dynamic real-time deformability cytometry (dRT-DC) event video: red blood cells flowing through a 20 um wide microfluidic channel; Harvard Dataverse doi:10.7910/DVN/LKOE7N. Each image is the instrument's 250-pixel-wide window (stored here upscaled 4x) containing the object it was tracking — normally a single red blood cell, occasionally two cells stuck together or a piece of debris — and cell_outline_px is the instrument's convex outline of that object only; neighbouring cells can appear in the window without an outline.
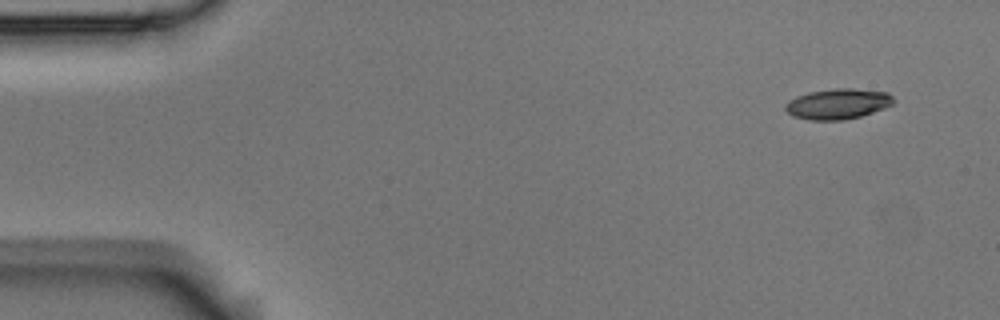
{"species": "Egyptian fruit bat (a non-hibernating species)", "species_latin": "Rousettus aegyptiacus", "temperature_condition": "room temperature", "stored_images_in_passage": 4, "camera_frame_rate_fps": 3000, "um_per_image_px": 0.085, "animal": {"sex": "male"}, "frame": {"image": 1, "passage_image": 1, "time_ms": 0.0, "image_size_px": [1000, 320], "cell_outline_px": [[896, 100], [892, 104], [884, 108], [860, 116], [844, 120], [812, 120], [792, 116], [784, 108], [788, 100], [796, 96], [812, 92], [836, 88], [852, 88], [888, 92]], "centroid_in_image_um": [71.23, 8.83], "position_along_channel_um": 13.8, "area_um2": 19.13}}
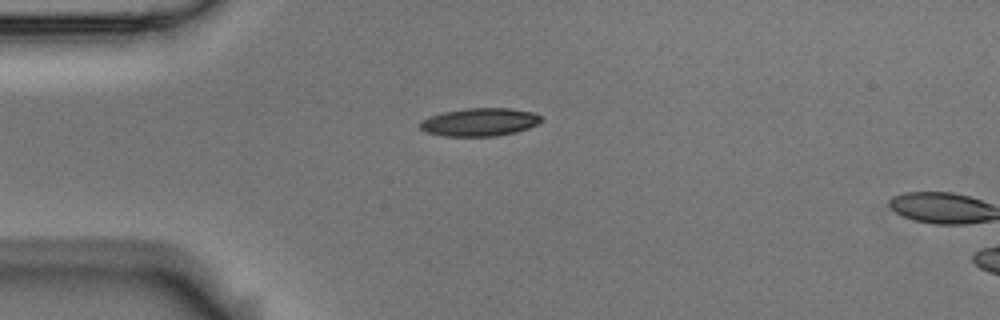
{"frame": {"image": 2, "passage_image": 3, "time_ms": 0.667, "image_size_px": [1000, 320], "cell_outline_px": [[544, 120], [540, 124], [516, 132], [500, 136], [444, 136], [424, 132], [420, 128], [420, 120], [428, 116], [444, 112], [464, 108], [508, 108], [532, 112], [544, 116]], "centroid_in_image_um": [40.8, 10.38], "position_along_channel_um": 44.2, "area_um2": 20.17}}